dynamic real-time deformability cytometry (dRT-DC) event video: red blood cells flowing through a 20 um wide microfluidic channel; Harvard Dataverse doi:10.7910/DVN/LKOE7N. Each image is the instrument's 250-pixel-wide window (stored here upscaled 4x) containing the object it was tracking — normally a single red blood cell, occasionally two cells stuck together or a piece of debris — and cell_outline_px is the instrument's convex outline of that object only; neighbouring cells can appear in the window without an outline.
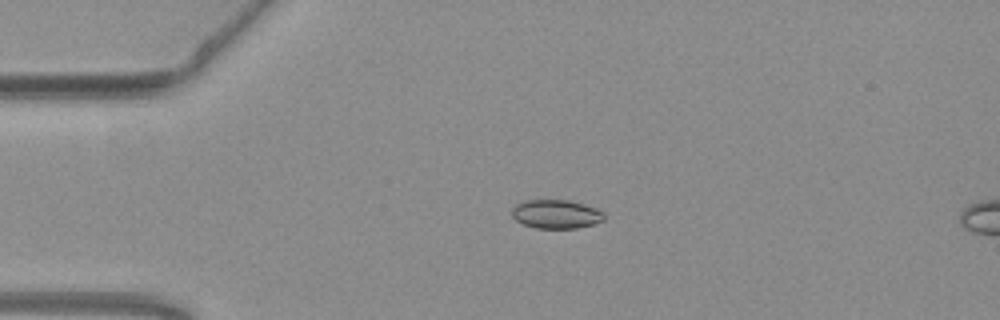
{"species": "common noctule bat (a hibernating species)", "species_latin": "Nyctalus noctula", "temperature_condition": "warm", "stored_images_in_passage": 6, "camera_frame_rate_fps": 3000, "um_per_image_px": 0.085, "animal": {"sex": "female", "body_mass_g": 19.3, "forearm_length_mm": 54.1}, "frame": {"image": 1, "passage_image": 1, "time_ms": 0.0, "image_size_px": [1000, 320], "cell_outline_px": [[604, 220], [596, 224], [576, 228], [536, 228], [524, 224], [516, 220], [512, 216], [512, 208], [516, 204], [524, 200], [568, 200], [584, 204], [596, 208], [604, 212]], "centroid_in_image_um": [47.29, 18.2], "position_along_channel_um": 37.7, "area_um2": 15.55}}